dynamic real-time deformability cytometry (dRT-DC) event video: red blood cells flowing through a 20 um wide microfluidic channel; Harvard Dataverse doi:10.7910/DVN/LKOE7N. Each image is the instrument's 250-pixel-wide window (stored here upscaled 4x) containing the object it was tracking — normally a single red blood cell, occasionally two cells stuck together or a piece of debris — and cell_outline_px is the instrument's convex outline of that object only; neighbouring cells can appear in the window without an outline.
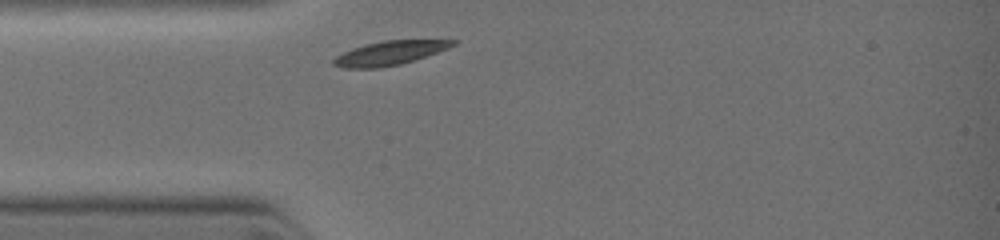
{"species": "common noctule bat (a hibernating species)", "species_latin": "Nyctalus noctula", "temperature_condition": "warm", "stored_images_in_passage": 7, "camera_frame_rate_fps": 3000, "um_per_image_px": 0.085, "animal": {"sex": "female", "body_mass_g": 19.0, "forearm_length_mm": 51.5}, "frame": {"image": 1, "passage_image": 1, "time_ms": 0.0, "image_size_px": [1000, 240], "cell_outline_px": [[460, 40], [456, 44], [448, 48], [400, 64], [380, 68], [344, 68], [332, 64], [332, 60], [336, 56], [352, 48], [364, 44], [384, 40]], "centroid_in_image_um": [33.08, 4.5], "position_along_channel_um": 51.9, "area_um2": 16.53}}
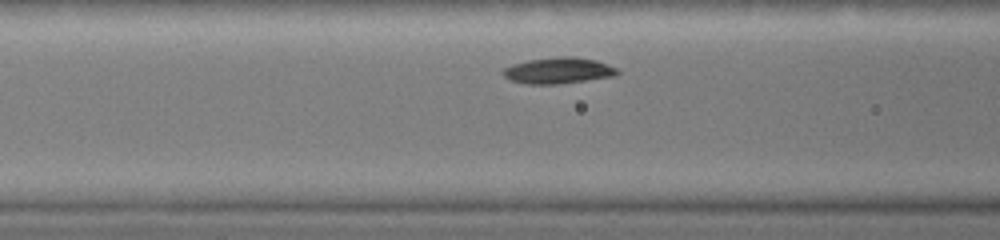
{"frame": {"image": 2, "passage_image": 5, "time_ms": 1.333, "image_size_px": [1000, 240], "cell_outline_px": [[620, 72], [612, 76], [556, 84], [528, 84], [508, 80], [500, 72], [504, 68], [512, 64], [528, 60], [556, 56], [572, 56], [596, 60], [608, 64], [616, 68]], "centroid_in_image_um": [47.4, 5.98], "position_along_channel_um": 119.2, "area_um2": 17.4}}